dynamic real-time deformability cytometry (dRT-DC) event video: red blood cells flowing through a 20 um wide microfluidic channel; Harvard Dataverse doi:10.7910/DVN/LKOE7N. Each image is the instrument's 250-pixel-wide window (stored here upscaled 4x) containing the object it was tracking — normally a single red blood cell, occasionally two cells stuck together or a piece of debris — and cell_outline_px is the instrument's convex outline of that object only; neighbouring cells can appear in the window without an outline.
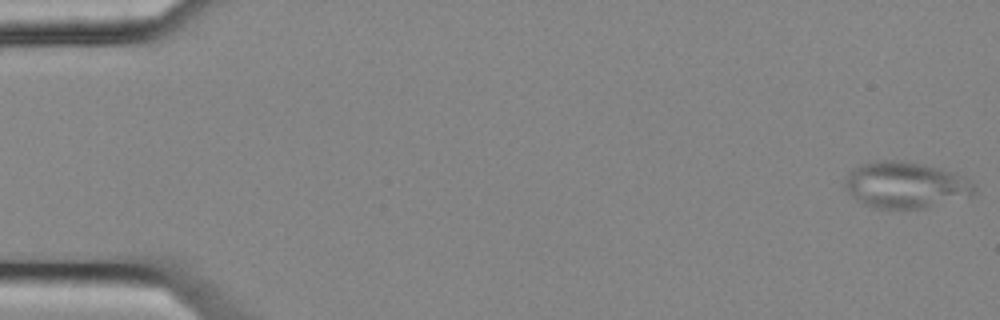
{"species": "common noctule bat (a hibernating species)", "species_latin": "Nyctalus noctula", "temperature_condition": "cold", "stored_images_in_passage": 6, "camera_frame_rate_fps": 3000, "um_per_image_px": 0.085, "animal": {"sex": "female", "body_mass_g": 25.1}, "frame": {"image": 1, "passage_image": 1, "time_ms": 0.0, "image_size_px": [1000, 320], "cell_outline_px": [[976, 188], [972, 196], [924, 208], [876, 208], [864, 204], [856, 200], [848, 192], [844, 184], [844, 180], [848, 172], [864, 164], [876, 160], [900, 160], [924, 164], [940, 168], [960, 176], [968, 180]], "centroid_in_image_um": [76.94, 15.72], "position_along_channel_um": 8.1, "area_um2": 34.68}}